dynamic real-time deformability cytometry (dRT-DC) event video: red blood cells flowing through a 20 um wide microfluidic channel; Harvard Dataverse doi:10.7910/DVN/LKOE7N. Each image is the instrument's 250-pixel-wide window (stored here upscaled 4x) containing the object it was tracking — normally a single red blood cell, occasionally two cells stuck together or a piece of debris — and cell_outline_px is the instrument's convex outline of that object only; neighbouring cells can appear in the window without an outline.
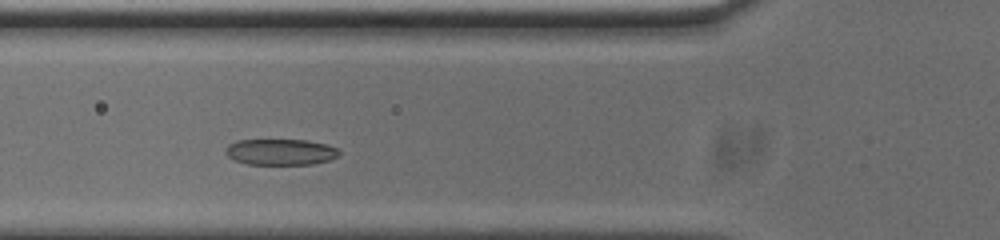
{"species": "common noctule bat (a hibernating species)", "species_latin": "Nyctalus noctula", "temperature_condition": "cold", "stored_images_in_passage": 41, "camera_frame_rate_fps": 3000, "um_per_image_px": 0.085, "animal": {"sex": "male", "body_mass_g": 20.0, "forearm_length_mm": 53.3}, "frame": {"image": 1, "passage_image": 9, "time_ms": 2.667, "image_size_px": [1000, 240], "cell_outline_px": [[340, 152], [336, 156], [328, 160], [312, 164], [248, 164], [236, 160], [228, 156], [224, 152], [228, 144], [236, 140], [308, 140], [328, 144], [336, 148]], "centroid_in_image_um": [23.83, 12.9], "position_along_channel_um": 102.0, "area_um2": 17.17}}
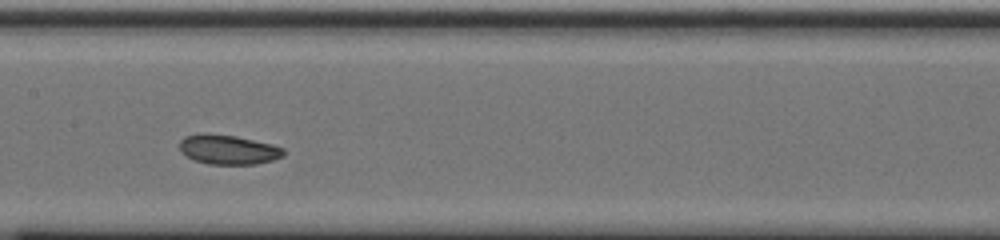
{"frame": {"image": 2, "passage_image": 16, "time_ms": 5.0, "image_size_px": [1000, 240], "cell_outline_px": [[284, 156], [272, 160], [256, 164], [208, 164], [196, 160], [180, 152], [180, 140], [184, 136], [236, 136], [272, 144], [284, 148]], "centroid_in_image_um": [19.47, 12.75], "position_along_channel_um": 187.9, "area_um2": 17.22}}
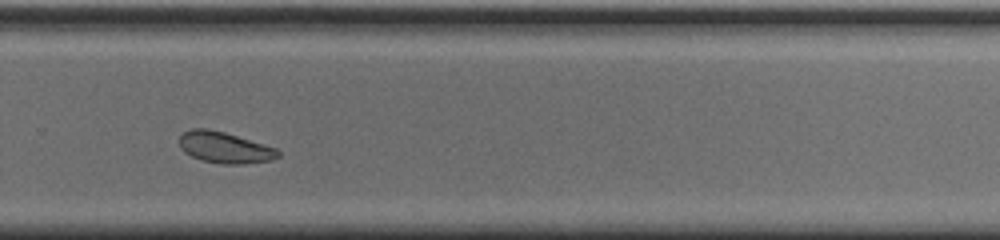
{"frame": {"image": 3, "passage_image": 26, "time_ms": 8.333, "image_size_px": [1000, 240], "cell_outline_px": [[280, 156], [272, 160], [244, 164], [224, 164], [200, 160], [184, 152], [180, 148], [180, 136], [184, 132], [192, 128], [208, 128], [224, 132], [264, 144], [276, 148], [280, 152]], "centroid_in_image_um": [19.1, 12.54], "position_along_channel_um": 310.7, "area_um2": 17.98}, "authors_computed_cell_mechanics": {"area_um2": 18.2648, "velocity_mm_per_s": 3.6932, "shape_relaxation_time_tau1_ms": 3.1136, "shape_relaxation_time_tau2_ms": null, "deformation_change_tau1": 0.0987, "deformation_change_tau2": null}}